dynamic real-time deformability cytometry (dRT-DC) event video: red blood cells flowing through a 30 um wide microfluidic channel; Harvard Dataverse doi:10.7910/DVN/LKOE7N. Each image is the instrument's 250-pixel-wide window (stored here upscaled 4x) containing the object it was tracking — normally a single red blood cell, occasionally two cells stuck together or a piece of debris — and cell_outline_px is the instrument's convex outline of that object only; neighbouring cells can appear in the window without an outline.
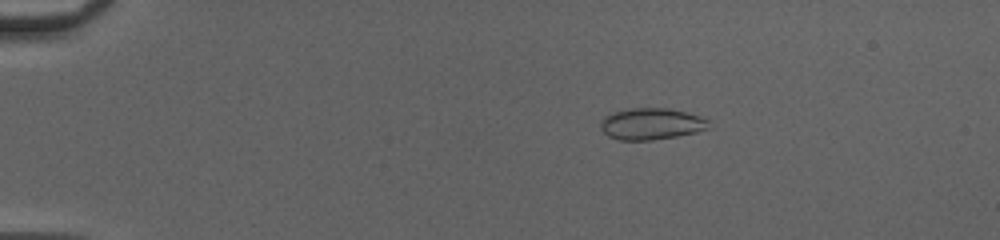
{"species": "common noctule bat (a hibernating species)", "species_latin": "Nyctalus noctula", "temperature_condition": "cold", "stored_images_in_passage": 53, "camera_frame_rate_fps": 3000, "um_per_image_px": 0.085, "animal": {"sex": "female", "body_mass_g": 20.0, "forearm_length_mm": 54.0}, "frame": {"image": 1, "passage_image": 11, "time_ms": 3.333, "image_size_px": [1000, 240], "cell_outline_px": [[712, 128], [696, 132], [676, 136], [652, 140], [620, 140], [608, 136], [600, 128], [600, 120], [604, 116], [612, 112], [632, 108], [668, 108], [700, 116], [708, 120]], "centroid_in_image_um": [55.35, 10.53], "position_along_channel_um": 29.6, "area_um2": 20.0}}
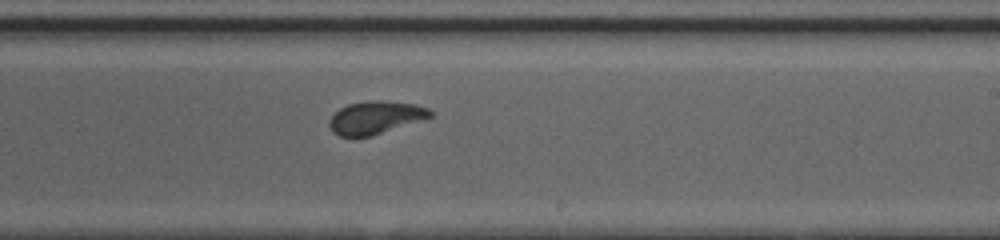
{"frame": {"image": 2, "passage_image": 34, "time_ms": 11.0, "image_size_px": [1000, 240], "cell_outline_px": [[436, 112], [432, 116], [372, 136], [340, 136], [332, 132], [328, 124], [328, 120], [340, 108], [348, 104], [368, 100], [380, 100], [416, 104], [428, 108]], "centroid_in_image_um": [31.91, 9.98], "position_along_channel_um": 257.1, "area_um2": 19.31}}
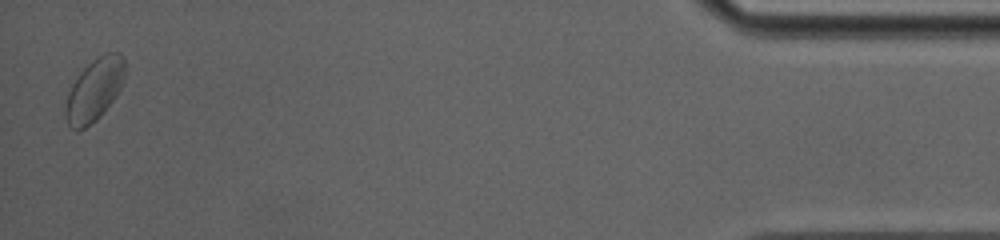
{"frame": {"image": 3, "passage_image": 52, "time_ms": 17.0, "image_size_px": [1000, 240], "cell_outline_px": [[124, 80], [120, 88], [112, 100], [100, 116], [96, 120], [84, 128], [76, 132], [68, 124], [64, 112], [64, 108], [68, 92], [72, 84], [80, 72], [92, 60], [104, 52], [120, 52], [124, 56]], "centroid_in_image_um": [8.01, 7.62], "position_along_channel_um": 427.2, "area_um2": 21.62}, "authors_computed_cell_mechanics": {"area_um2": 19.5942, "velocity_mm_per_s": 4.1162, "shape_relaxation_time_tau1_ms": 5.2472, "shape_relaxation_time_tau2_ms": null, "deformation_change_tau1": 0.0796, "deformation_change_tau2": null}}